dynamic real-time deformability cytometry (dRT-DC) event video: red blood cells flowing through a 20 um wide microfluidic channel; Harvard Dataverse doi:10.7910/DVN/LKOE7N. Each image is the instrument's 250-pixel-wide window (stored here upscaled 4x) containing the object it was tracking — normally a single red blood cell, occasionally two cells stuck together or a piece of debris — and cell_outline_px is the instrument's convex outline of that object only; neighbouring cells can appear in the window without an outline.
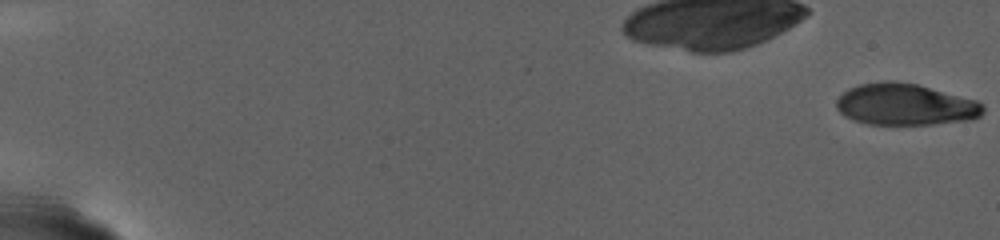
{"species": "human", "species_latin": "Homo sapiens", "temperature_condition": "warm", "stored_images_in_passage": 96, "camera_frame_rate_fps": 3000, "um_per_image_px": 0.085, "donor": {"sex": "female"}, "frame": {"image": 1, "passage_image": 1, "time_ms": 0.0, "image_size_px": [1000, 240], "cell_outline_px": [[984, 112], [980, 116], [972, 120], [932, 124], [868, 124], [844, 116], [836, 108], [836, 100], [848, 88], [860, 84], [888, 80], [916, 84], [976, 100], [984, 104]], "centroid_in_image_um": [76.96, 8.88], "position_along_channel_um": 8.0, "area_um2": 35.43}}
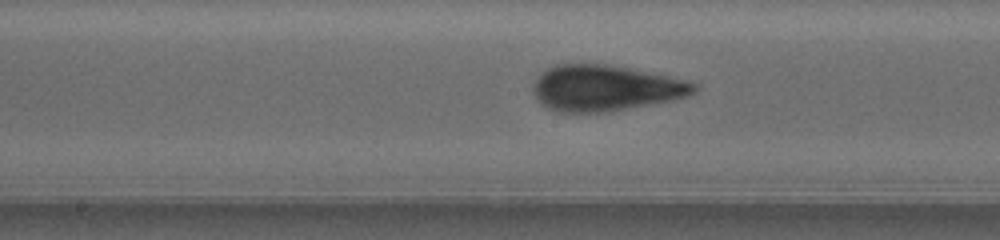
{"frame": {"image": 2, "passage_image": 53, "time_ms": 17.333, "image_size_px": [1000, 240], "cell_outline_px": [[700, 88], [692, 96], [676, 100], [612, 112], [556, 112], [544, 108], [536, 100], [532, 92], [532, 80], [544, 68], [552, 64], [564, 60], [584, 60], [616, 64], [696, 80], [700, 84]], "centroid_in_image_um": [51.48, 7.41], "position_along_channel_um": 196.7, "area_um2": 46.7}}
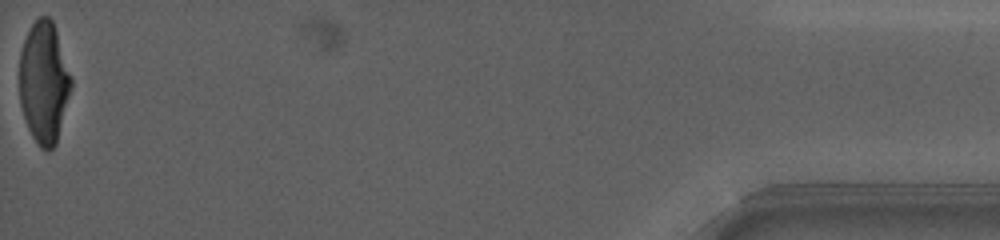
{"frame": {"image": 3, "passage_image": 96, "time_ms": 31.667, "image_size_px": [1000, 240], "cell_outline_px": [[72, 88], [56, 144], [48, 152], [40, 148], [32, 136], [28, 128], [20, 104], [20, 52], [24, 40], [32, 24], [40, 16], [48, 16], [52, 20], [72, 80]], "centroid_in_image_um": [3.73, 7.05], "position_along_channel_um": 431.5, "area_um2": 36.36}}